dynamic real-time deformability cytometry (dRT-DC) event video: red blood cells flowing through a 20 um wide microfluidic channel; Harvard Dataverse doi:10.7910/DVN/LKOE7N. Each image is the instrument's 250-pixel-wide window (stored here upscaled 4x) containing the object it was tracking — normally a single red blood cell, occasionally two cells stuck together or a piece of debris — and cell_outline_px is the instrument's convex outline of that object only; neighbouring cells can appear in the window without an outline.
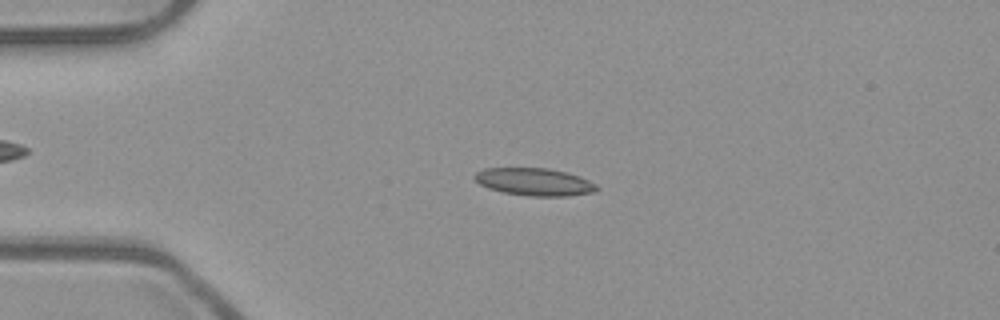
{"species": "common noctule bat (a hibernating species)", "species_latin": "Nyctalus noctula", "temperature_condition": "room temperature", "stored_images_in_passage": 52, "camera_frame_rate_fps": 3000, "um_per_image_px": 0.085, "animal": {"sex": "male", "body_mass_g": 23.1, "forearm_length_mm": 52.7}, "frame": {"image": 1, "passage_image": 12, "time_ms": 3.667, "image_size_px": [1000, 320], "cell_outline_px": [[600, 188], [596, 192], [568, 196], [532, 196], [504, 192], [488, 188], [480, 184], [472, 176], [476, 172], [484, 168], [548, 168], [580, 176], [596, 184]], "centroid_in_image_um": [45.44, 15.46], "position_along_channel_um": 39.6, "area_um2": 19.59}}
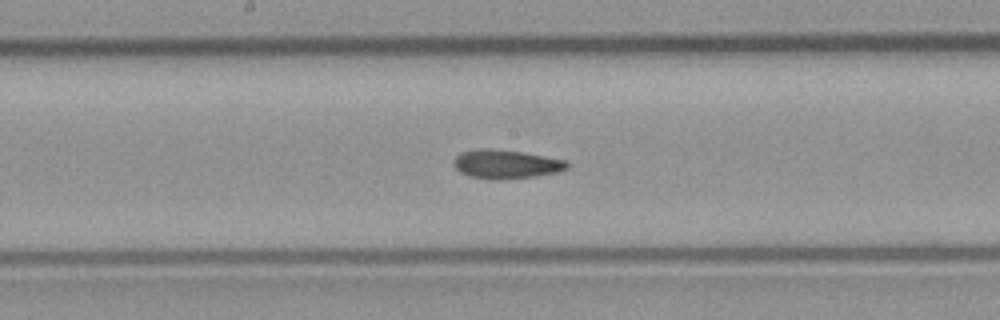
{"frame": {"image": 2, "passage_image": 27, "time_ms": 8.667, "image_size_px": [1000, 320], "cell_outline_px": [[568, 168], [560, 172], [536, 176], [504, 180], [492, 180], [468, 176], [460, 172], [456, 168], [456, 156], [460, 152], [480, 148], [488, 148], [520, 152], [568, 160]], "centroid_in_image_um": [43.05, 13.97], "position_along_channel_um": 205.2, "area_um2": 19.13}}
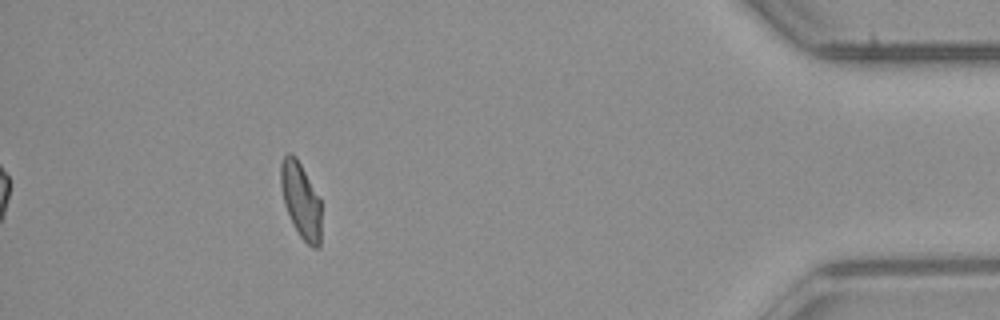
{"frame": {"image": 3, "passage_image": 47, "time_ms": 15.333, "image_size_px": [1000, 320], "cell_outline_px": [[320, 248], [312, 248], [300, 236], [292, 224], [284, 204], [280, 184], [280, 164], [284, 156], [288, 152], [292, 152], [296, 156], [320, 200]], "centroid_in_image_um": [25.54, 17.02], "position_along_channel_um": 409.7, "area_um2": 17.8}, "authors_computed_cell_mechanics": {"area_um2": 18.6405, "velocity_mm_per_s": 3.9342, "shape_relaxation_time_tau1_ms": 11.233, "shape_relaxation_time_tau2_ms": 2.1461, "deformation_change_tau1": 0.224, "deformation_change_tau2": 0.0718}}